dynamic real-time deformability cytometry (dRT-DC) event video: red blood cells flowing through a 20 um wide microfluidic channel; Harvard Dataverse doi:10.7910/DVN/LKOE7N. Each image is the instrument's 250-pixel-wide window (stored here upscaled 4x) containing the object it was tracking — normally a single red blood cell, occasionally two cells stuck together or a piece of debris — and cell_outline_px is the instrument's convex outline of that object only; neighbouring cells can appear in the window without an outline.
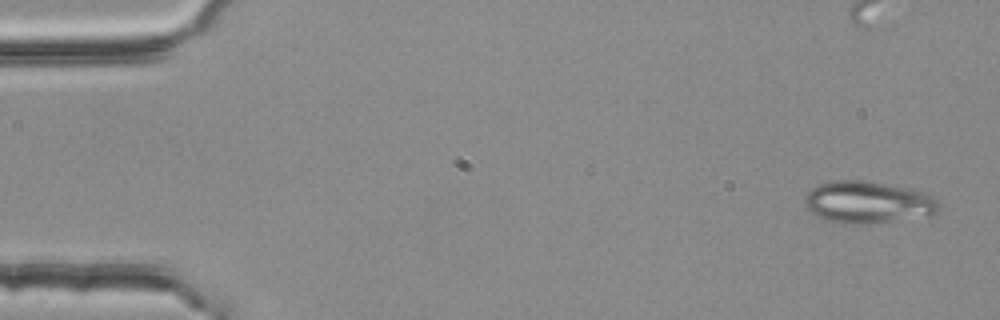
{"species": "common noctule bat (a hibernating species)", "species_latin": "Nyctalus noctula", "temperature_condition": "room temperature", "stored_images_in_passage": 5, "camera_frame_rate_fps": 3000, "um_per_image_px": 0.085, "animal": {"sex": "female", "body_mass_g": 25.1}, "frame": {"image": 1, "passage_image": 1, "time_ms": 0.0, "image_size_px": [1000, 320], "cell_outline_px": [[940, 208], [932, 216], [864, 224], [840, 224], [828, 220], [812, 212], [804, 204], [804, 196], [812, 188], [820, 184], [836, 180], [864, 180], [912, 188], [924, 192], [932, 196], [940, 204]], "centroid_in_image_um": [73.81, 17.19], "position_along_channel_um": 11.2, "area_um2": 33.06}}